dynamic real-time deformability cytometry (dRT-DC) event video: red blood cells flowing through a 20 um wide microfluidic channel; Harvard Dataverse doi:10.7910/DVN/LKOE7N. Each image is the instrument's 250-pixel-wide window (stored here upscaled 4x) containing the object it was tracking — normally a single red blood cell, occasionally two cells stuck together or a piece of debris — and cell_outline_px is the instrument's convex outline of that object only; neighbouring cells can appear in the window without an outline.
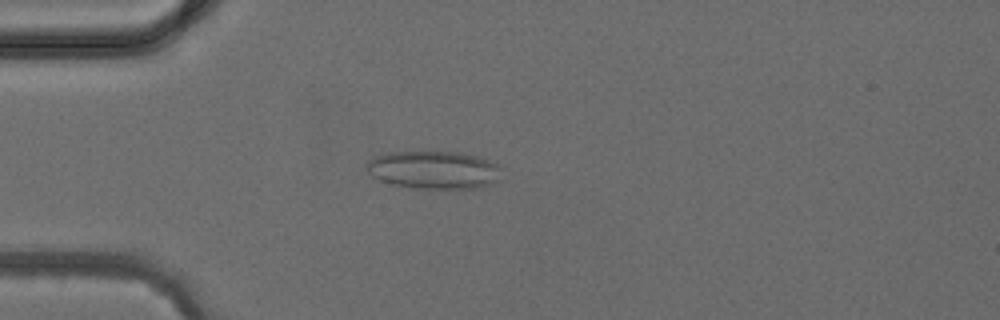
{"species": "common noctule bat (a hibernating species)", "species_latin": "Nyctalus noctula", "temperature_condition": "cold", "stored_images_in_passage": 3, "camera_frame_rate_fps": 3000, "um_per_image_px": 0.085, "animal": {"sex": "female", "body_mass_g": 24.6, "forearm_length_mm": 56.2}, "frame": {"image": 1, "passage_image": 3, "time_ms": 2.0, "image_size_px": [1000, 320], "cell_outline_px": [[500, 168], [496, 180], [480, 188], [416, 188], [392, 184], [380, 180], [372, 176], [368, 172], [368, 160], [372, 156], [388, 152], [460, 152], [480, 156], [496, 164]], "centroid_in_image_um": [36.83, 14.43], "position_along_channel_um": 48.2, "area_um2": 29.59}}